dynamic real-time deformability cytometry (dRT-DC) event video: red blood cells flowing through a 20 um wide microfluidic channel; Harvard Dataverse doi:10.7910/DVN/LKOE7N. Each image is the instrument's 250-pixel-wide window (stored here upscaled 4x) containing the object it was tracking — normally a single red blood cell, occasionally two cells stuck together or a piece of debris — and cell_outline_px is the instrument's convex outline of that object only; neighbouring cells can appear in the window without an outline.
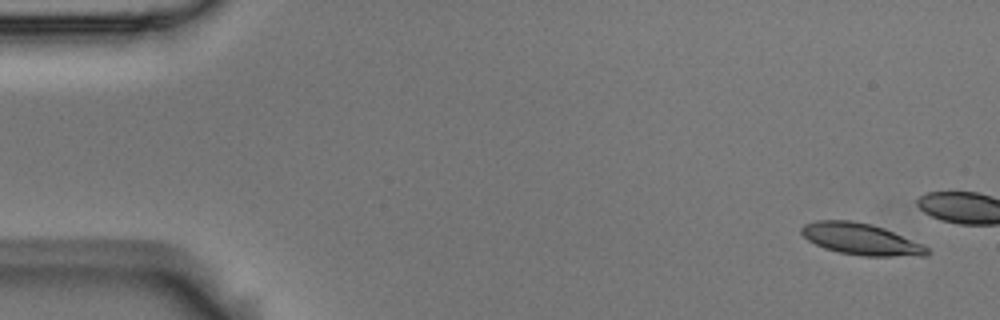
{"species": "Egyptian fruit bat (a non-hibernating species)", "species_latin": "Rousettus aegyptiacus", "temperature_condition": "room temperature", "stored_images_in_passage": 5, "camera_frame_rate_fps": 3000, "um_per_image_px": 0.085, "animal": {"sex": "male"}, "frame": {"image": 1, "passage_image": 1, "time_ms": 0.0, "image_size_px": [1000, 320], "cell_outline_px": [[932, 252], [928, 256], [860, 256], [840, 252], [824, 248], [808, 240], [800, 232], [800, 228], [804, 224], [816, 220], [852, 220], [872, 224], [884, 228], [924, 244]], "centroid_in_image_um": [73.22, 20.32], "position_along_channel_um": 11.8, "area_um2": 23.35}}